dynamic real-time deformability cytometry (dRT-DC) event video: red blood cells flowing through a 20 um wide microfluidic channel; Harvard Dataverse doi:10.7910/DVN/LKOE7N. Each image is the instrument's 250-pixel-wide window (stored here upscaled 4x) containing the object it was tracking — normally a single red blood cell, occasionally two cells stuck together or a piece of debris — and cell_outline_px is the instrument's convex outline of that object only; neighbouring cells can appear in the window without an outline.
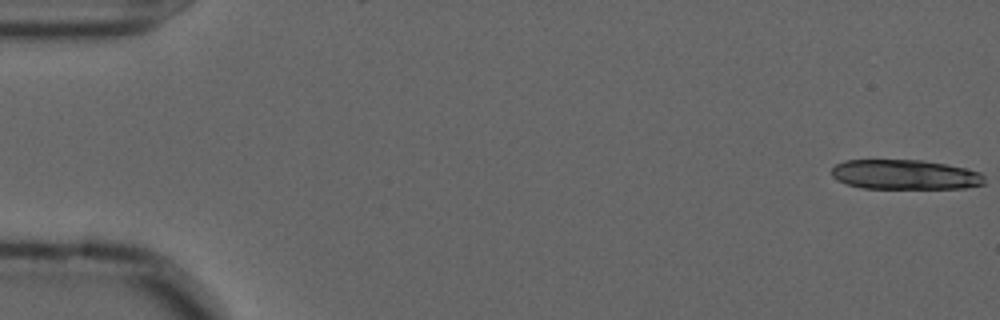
{"species": "common noctule bat (a hibernating species)", "species_latin": "Nyctalus noctula", "temperature_condition": "cold", "stored_images_in_passage": 16, "camera_frame_rate_fps": 3000, "um_per_image_px": 0.085, "animal": {"sex": "male", "forearm_length_mm": 52.5}, "frame": {"image": 1, "passage_image": 1, "time_ms": 0.0, "image_size_px": [1000, 320], "cell_outline_px": [[984, 184], [964, 188], [860, 188], [844, 184], [836, 180], [832, 176], [832, 168], [836, 164], [844, 160], [924, 160], [968, 168], [980, 172], [984, 176]], "centroid_in_image_um": [76.91, 14.84], "position_along_channel_um": 8.1, "area_um2": 26.76}}